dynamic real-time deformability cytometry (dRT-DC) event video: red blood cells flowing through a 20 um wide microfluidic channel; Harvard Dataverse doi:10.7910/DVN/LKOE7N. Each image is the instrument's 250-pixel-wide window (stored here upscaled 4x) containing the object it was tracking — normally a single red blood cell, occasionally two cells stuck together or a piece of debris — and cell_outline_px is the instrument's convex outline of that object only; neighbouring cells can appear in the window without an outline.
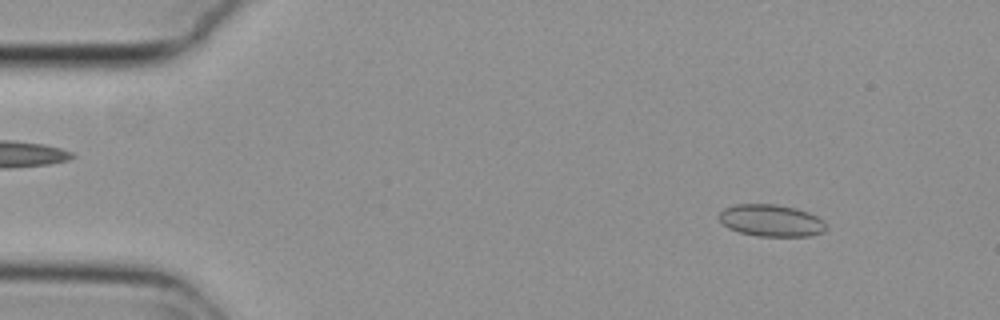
{"species": "common noctule bat (a hibernating species)", "species_latin": "Nyctalus noctula", "temperature_condition": "cold", "stored_images_in_passage": 54, "camera_frame_rate_fps": 3000, "um_per_image_px": 0.085, "animal": {"sex": "female", "body_mass_g": 29.2, "forearm_length_mm": 56.3}, "frame": {"image": 1, "passage_image": 6, "time_ms": 1.667, "image_size_px": [1000, 320], "cell_outline_px": [[828, 228], [824, 232], [812, 236], [756, 236], [740, 232], [728, 228], [720, 220], [720, 212], [724, 208], [736, 204], [776, 204], [796, 208], [808, 212], [824, 220]], "centroid_in_image_um": [65.59, 18.75], "position_along_channel_um": 19.4, "area_um2": 20.06}}
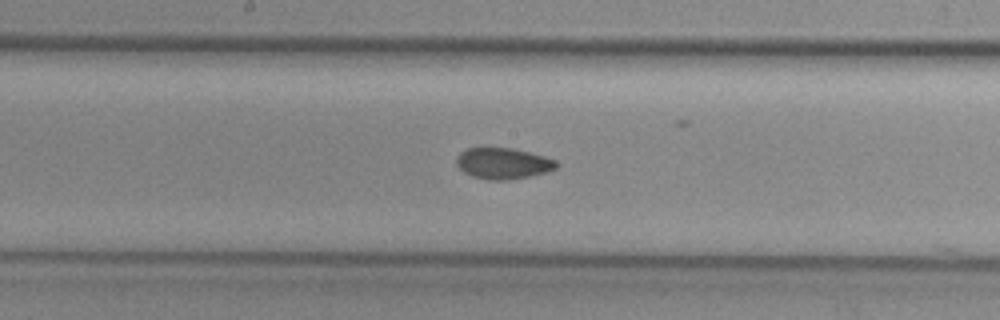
{"frame": {"image": 2, "passage_image": 28, "time_ms": 9.0, "image_size_px": [1000, 320], "cell_outline_px": [[560, 164], [556, 168], [548, 172], [508, 180], [488, 180], [472, 176], [464, 172], [456, 164], [456, 156], [460, 152], [468, 148], [512, 148], [544, 156], [556, 160]], "centroid_in_image_um": [42.77, 13.89], "position_along_channel_um": 205.4, "area_um2": 18.15}}
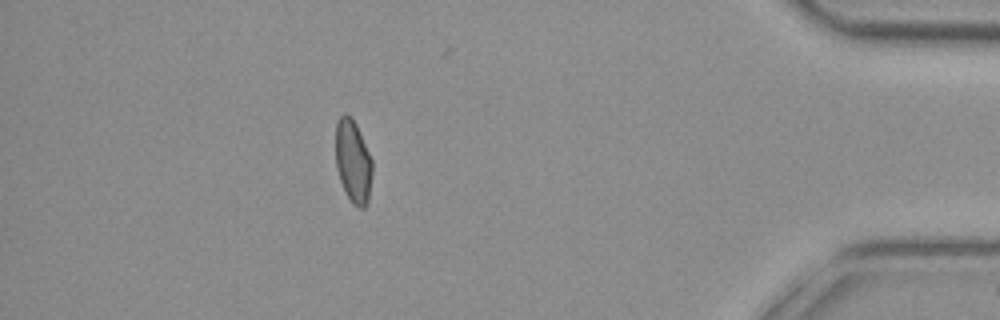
{"frame": {"image": 3, "passage_image": 48, "time_ms": 15.667, "image_size_px": [1000, 320], "cell_outline_px": [[372, 172], [368, 204], [364, 208], [356, 208], [352, 204], [340, 180], [336, 168], [336, 124], [340, 116], [344, 112], [356, 124], [372, 160]], "centroid_in_image_um": [30.01, 13.76], "position_along_channel_um": 405.2, "area_um2": 17.63}, "authors_computed_cell_mechanics": {"area_um2": 18.4382, "velocity_mm_per_s": 3.7704, "shape_relaxation_time_tau1_ms": null, "shape_relaxation_time_tau2_ms": 2.3225, "deformation_change_tau1": null, "deformation_change_tau2": 0.0563}}